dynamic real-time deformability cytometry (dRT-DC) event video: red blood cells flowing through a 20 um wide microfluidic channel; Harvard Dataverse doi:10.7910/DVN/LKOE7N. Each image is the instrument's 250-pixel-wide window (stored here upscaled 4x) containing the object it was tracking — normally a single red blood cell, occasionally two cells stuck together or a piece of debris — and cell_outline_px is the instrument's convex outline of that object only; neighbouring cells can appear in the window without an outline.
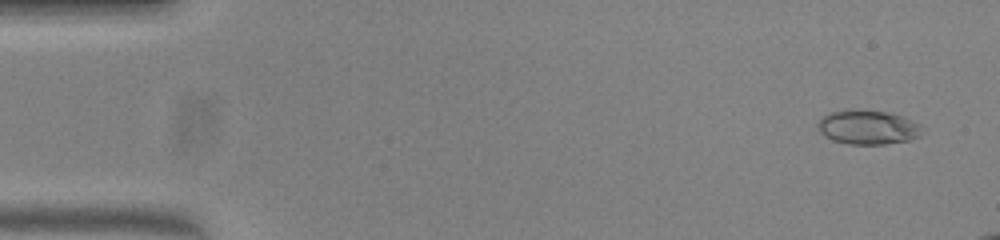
{"species": "common noctule bat (a hibernating species)", "species_latin": "Nyctalus noctula", "temperature_condition": "warm", "stored_images_in_passage": 47, "camera_frame_rate_fps": 3000, "um_per_image_px": 0.085, "animal": {"sex": "female", "body_mass_g": 23.0, "forearm_length_mm": 53.4}, "frame": {"image": 1, "passage_image": 3, "time_ms": 0.667, "image_size_px": [1000, 240], "cell_outline_px": [[924, 132], [920, 136], [908, 140], [884, 144], [848, 144], [832, 140], [824, 136], [820, 132], [816, 124], [820, 116], [828, 112], [848, 108], [860, 108], [888, 112], [900, 116], [920, 124], [924, 128]], "centroid_in_image_um": [73.72, 10.79], "position_along_channel_um": 11.3, "area_um2": 21.44}}
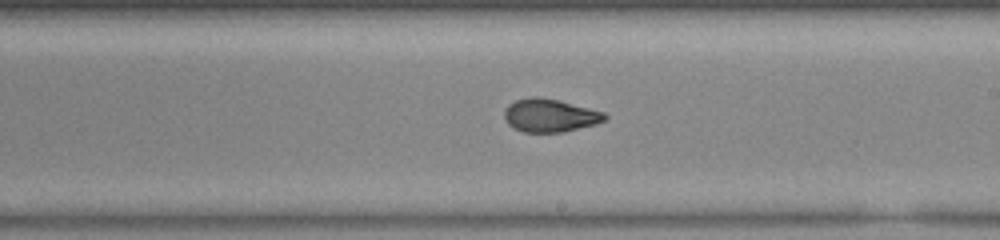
{"frame": {"image": 2, "passage_image": 30, "time_ms": 9.667, "image_size_px": [1000, 240], "cell_outline_px": [[608, 116], [604, 120], [596, 124], [564, 132], [524, 132], [512, 128], [504, 120], [504, 112], [508, 104], [516, 100], [532, 96], [536, 96], [556, 100], [604, 112]], "centroid_in_image_um": [46.7, 9.82], "position_along_channel_um": 242.3, "area_um2": 19.31}}
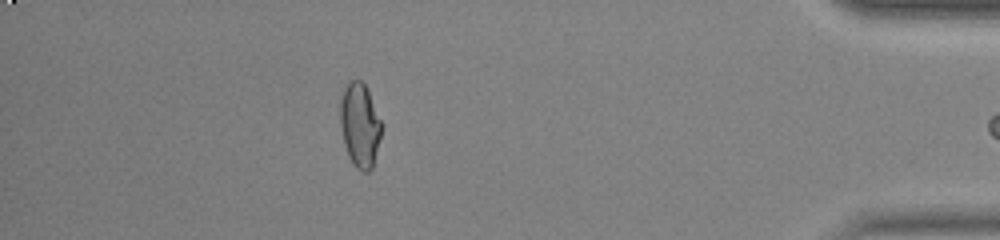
{"frame": {"image": 3, "passage_image": 46, "time_ms": 15.0, "image_size_px": [1000, 240], "cell_outline_px": [[384, 124], [372, 168], [368, 172], [364, 172], [356, 168], [352, 164], [348, 156], [344, 144], [340, 124], [340, 100], [344, 88], [348, 80], [360, 80], [364, 84]], "centroid_in_image_um": [30.59, 10.64], "position_along_channel_um": 404.6, "area_um2": 20.52}}